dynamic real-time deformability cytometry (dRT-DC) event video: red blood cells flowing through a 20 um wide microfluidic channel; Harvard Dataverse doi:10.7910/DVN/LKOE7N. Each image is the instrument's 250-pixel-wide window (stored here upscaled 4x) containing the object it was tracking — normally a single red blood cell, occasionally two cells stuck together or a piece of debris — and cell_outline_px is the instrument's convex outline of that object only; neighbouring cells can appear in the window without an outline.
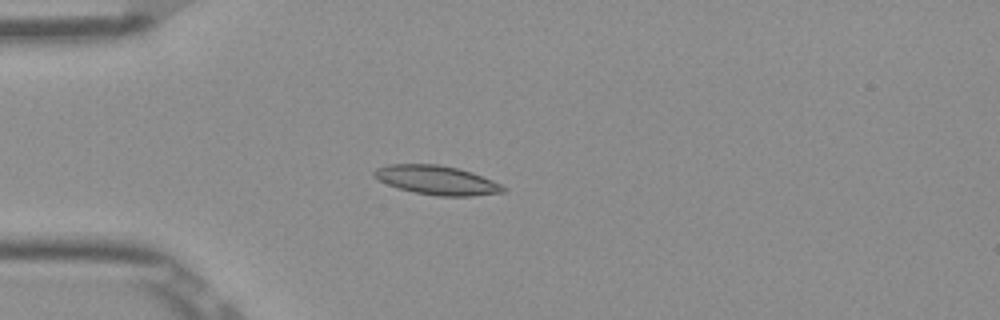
{"species": "Egyptian fruit bat (a non-hibernating species)", "species_latin": "Rousettus aegyptiacus", "temperature_condition": "room temperature", "stored_images_in_passage": 39, "camera_frame_rate_fps": 3000, "um_per_image_px": 0.085, "frame": {"image": 1, "passage_image": 1, "time_ms": 0.0, "image_size_px": [1000, 320], "cell_outline_px": [[508, 188], [504, 192], [472, 196], [440, 196], [412, 192], [388, 184], [372, 176], [372, 172], [376, 168], [388, 164], [436, 164], [456, 168], [472, 172], [492, 180]], "centroid_in_image_um": [37.12, 15.31], "position_along_channel_um": 47.9, "area_um2": 21.79}}
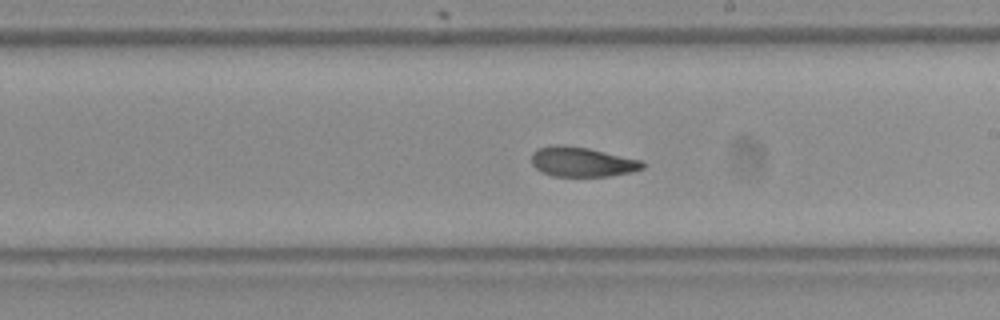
{"frame": {"image": 2, "passage_image": 17, "time_ms": 5.333, "image_size_px": [1000, 320], "cell_outline_px": [[644, 168], [632, 172], [608, 176], [552, 176], [540, 172], [532, 164], [532, 152], [540, 148], [552, 144], [564, 144], [588, 148], [644, 160]], "centroid_in_image_um": [49.48, 13.75], "position_along_channel_um": 239.5, "area_um2": 19.48}}
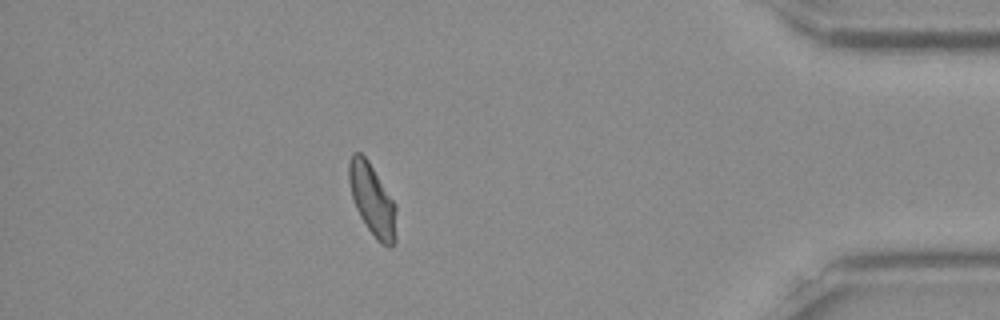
{"frame": {"image": 3, "passage_image": 33, "time_ms": 10.667, "image_size_px": [1000, 320], "cell_outline_px": [[396, 244], [392, 248], [388, 248], [380, 244], [376, 240], [360, 216], [356, 208], [352, 196], [348, 180], [348, 164], [352, 152], [360, 152], [368, 160], [396, 204]], "centroid_in_image_um": [31.66, 17.03], "position_along_channel_um": 403.5, "area_um2": 20.06}, "authors_computed_cell_mechanics": {"area_um2": 19.7676, "velocity_mm_per_s": 3.8859, "shape_relaxation_time_tau1_ms": 7.9378, "shape_relaxation_time_tau2_ms": 1.6237, "deformation_change_tau1": 0.1679, "deformation_change_tau2": 0.0713}}